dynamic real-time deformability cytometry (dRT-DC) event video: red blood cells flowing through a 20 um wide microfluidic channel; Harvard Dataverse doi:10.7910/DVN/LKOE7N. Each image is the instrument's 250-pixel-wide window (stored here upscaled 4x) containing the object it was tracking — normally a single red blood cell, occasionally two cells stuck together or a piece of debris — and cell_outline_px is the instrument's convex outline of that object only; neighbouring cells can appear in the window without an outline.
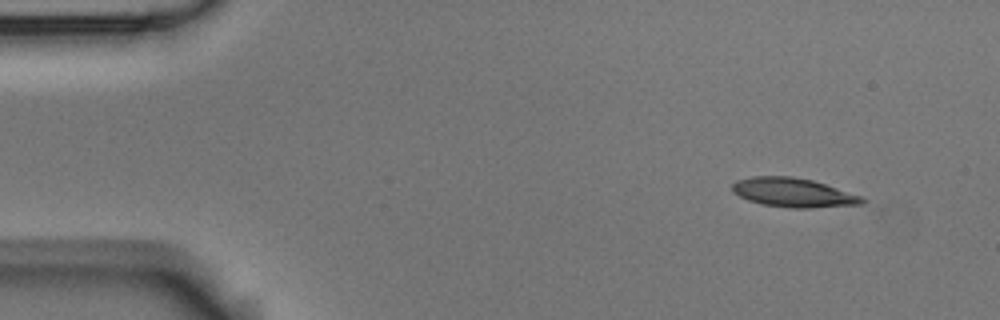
{"species": "Egyptian fruit bat (a non-hibernating species)", "species_latin": "Rousettus aegyptiacus", "temperature_condition": "room temperature", "stored_images_in_passage": 4, "camera_frame_rate_fps": 3000, "um_per_image_px": 0.085, "animal": {"sex": "male"}, "frame": {"image": 1, "passage_image": 1, "time_ms": 0.0, "image_size_px": [1000, 320], "cell_outline_px": [[868, 200], [864, 204], [808, 208], [792, 208], [760, 204], [748, 200], [732, 192], [732, 184], [736, 180], [752, 176], [792, 176], [812, 180], [864, 196]], "centroid_in_image_um": [67.46, 16.37], "position_along_channel_um": 17.5, "area_um2": 22.25}}